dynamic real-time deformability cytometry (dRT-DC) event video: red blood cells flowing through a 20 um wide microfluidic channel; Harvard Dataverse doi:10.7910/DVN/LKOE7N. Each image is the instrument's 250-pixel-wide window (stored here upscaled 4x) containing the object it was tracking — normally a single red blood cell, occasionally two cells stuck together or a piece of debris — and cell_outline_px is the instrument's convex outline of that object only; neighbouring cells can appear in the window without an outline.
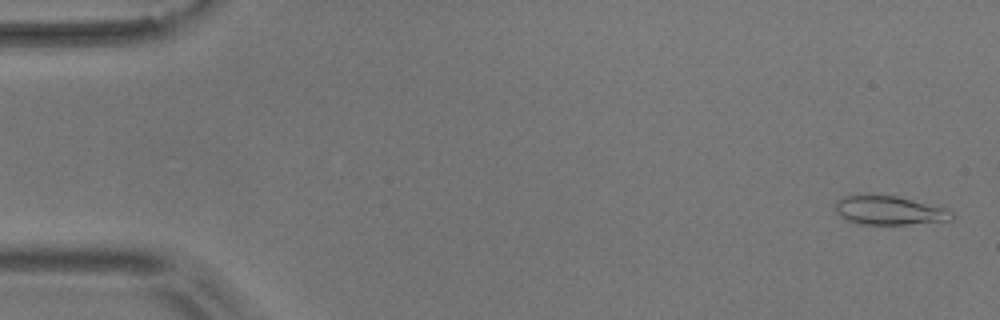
{"species": "common noctule bat (a hibernating species)", "species_latin": "Nyctalus noctula", "temperature_condition": "room temperature", "stored_images_in_passage": 4, "camera_frame_rate_fps": 3000, "um_per_image_px": 0.085, "animal": {"sex": "male", "body_mass_g": 17.9}, "frame": {"image": 1, "passage_image": 1, "time_ms": 0.0, "image_size_px": [1000, 320], "cell_outline_px": [[956, 216], [948, 220], [908, 224], [860, 224], [848, 220], [840, 216], [836, 212], [836, 200], [844, 196], [868, 192], [896, 196], [948, 208]], "centroid_in_image_um": [75.55, 17.84], "position_along_channel_um": 9.4, "area_um2": 20.0}}
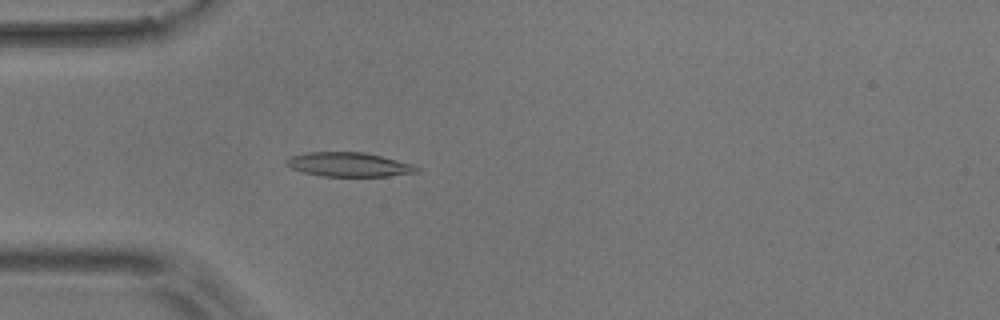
{"frame": {"image": 2, "passage_image": 4, "time_ms": 4.667, "image_size_px": [1000, 320], "cell_outline_px": [[420, 172], [388, 176], [324, 176], [304, 172], [292, 168], [284, 164], [284, 160], [292, 156], [304, 152], [364, 152], [412, 164], [420, 168]], "centroid_in_image_um": [29.64, 13.98], "position_along_channel_um": 55.4, "area_um2": 18.32}}